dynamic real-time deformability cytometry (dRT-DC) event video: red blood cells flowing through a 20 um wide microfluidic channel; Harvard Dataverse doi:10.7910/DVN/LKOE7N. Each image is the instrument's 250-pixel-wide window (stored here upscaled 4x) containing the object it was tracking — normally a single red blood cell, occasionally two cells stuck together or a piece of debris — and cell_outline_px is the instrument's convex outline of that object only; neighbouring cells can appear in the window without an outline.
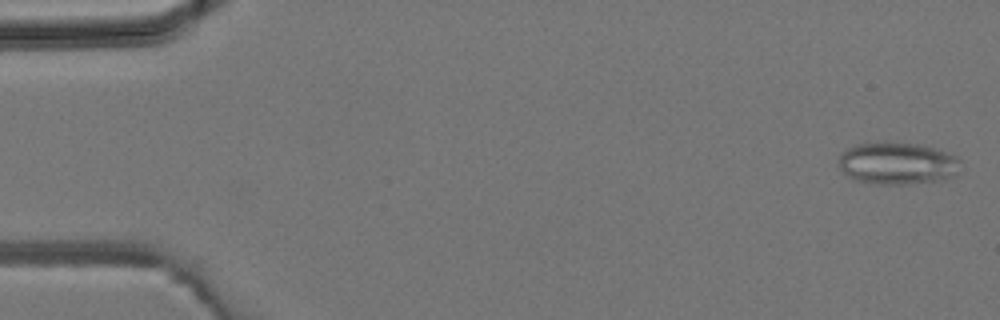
{"species": "common noctule bat (a hibernating species)", "species_latin": "Nyctalus noctula", "temperature_condition": "room temperature", "stored_images_in_passage": 43, "camera_frame_rate_fps": 3000, "um_per_image_px": 0.085, "animal": {"sex": "male", "body_mass_g": 19.2, "forearm_length_mm": 51.8}, "frame": {"image": 1, "passage_image": 1, "time_ms": 0.0, "image_size_px": [1000, 320], "cell_outline_px": [[960, 160], [956, 176], [944, 180], [904, 184], [880, 184], [856, 180], [848, 176], [840, 168], [840, 152], [856, 144], [880, 140], [884, 140], [920, 144], [956, 156]], "centroid_in_image_um": [76.27, 13.86], "position_along_channel_um": 8.7, "area_um2": 30.29}}
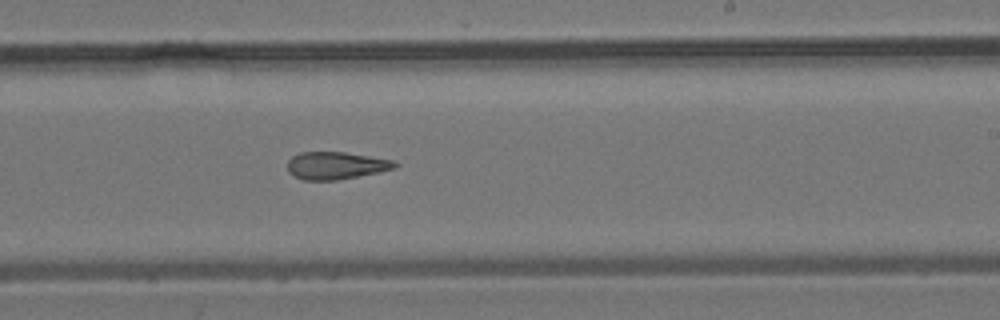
{"frame": {"image": 2, "passage_image": 26, "time_ms": 8.333, "image_size_px": [1000, 320], "cell_outline_px": [[400, 164], [396, 168], [336, 180], [304, 180], [292, 176], [288, 172], [288, 160], [292, 156], [300, 152], [344, 152], [392, 160]], "centroid_in_image_um": [28.51, 14.07], "position_along_channel_um": 260.5, "area_um2": 17.05}}
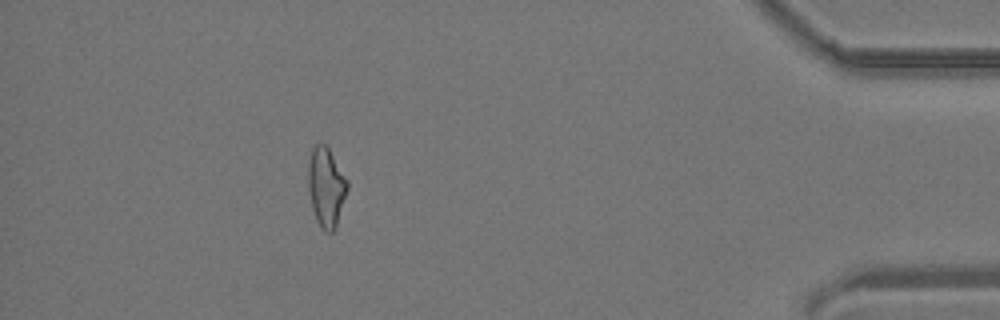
{"frame": {"image": 3, "passage_image": 39, "time_ms": 12.667, "image_size_px": [1000, 320], "cell_outline_px": [[348, 188], [336, 228], [332, 232], [324, 232], [316, 220], [312, 208], [308, 188], [308, 164], [312, 148], [320, 140], [328, 148], [348, 180]], "centroid_in_image_um": [27.72, 15.9], "position_along_channel_um": 407.5, "area_um2": 18.21}}